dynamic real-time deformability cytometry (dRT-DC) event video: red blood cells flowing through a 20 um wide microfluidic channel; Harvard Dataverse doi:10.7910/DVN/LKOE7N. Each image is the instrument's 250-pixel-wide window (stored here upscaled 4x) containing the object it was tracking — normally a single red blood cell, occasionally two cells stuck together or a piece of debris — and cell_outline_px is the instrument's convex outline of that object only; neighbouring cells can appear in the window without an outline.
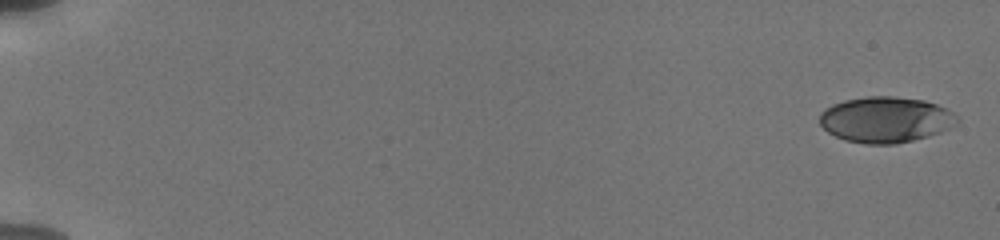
{"species": "human", "species_latin": "Homo sapiens", "temperature_condition": "cold", "stored_images_in_passage": 27, "camera_frame_rate_fps": 3000, "um_per_image_px": 0.085, "donor": {"sex": "male"}, "frame": {"image": 1, "passage_image": 1, "time_ms": 0.0, "image_size_px": [1000, 240], "cell_outline_px": [[960, 120], [956, 124], [940, 132], [928, 136], [896, 144], [864, 144], [844, 140], [828, 132], [820, 124], [820, 112], [824, 108], [832, 104], [844, 100], [864, 96], [892, 96], [924, 100], [936, 104], [952, 112]], "centroid_in_image_um": [75.25, 10.16], "position_along_channel_um": 9.8, "area_um2": 36.82}}
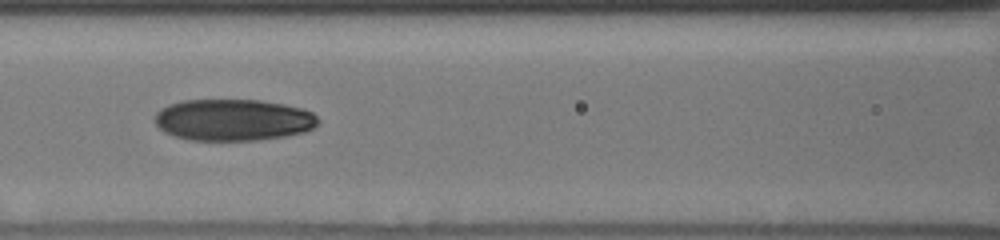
{"frame": {"image": 2, "passage_image": 20, "time_ms": 8.667, "image_size_px": [1000, 240], "cell_outline_px": [[320, 120], [312, 128], [304, 132], [284, 136], [260, 140], [188, 140], [164, 132], [156, 124], [156, 112], [160, 108], [168, 104], [184, 100], [260, 100], [284, 104], [300, 108], [312, 112]], "centroid_in_image_um": [19.81, 10.19], "position_along_channel_um": 146.8, "area_um2": 39.59}}
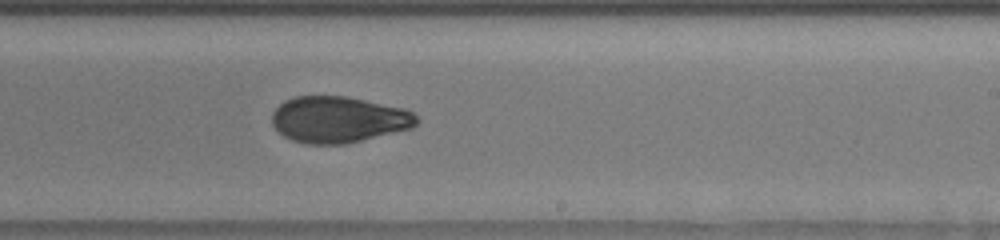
{"frame": {"image": 3, "passage_image": 27, "time_ms": 11.667, "image_size_px": [1000, 240], "cell_outline_px": [[420, 120], [412, 128], [344, 144], [308, 144], [292, 140], [284, 136], [272, 124], [272, 112], [284, 100], [296, 96], [348, 96], [404, 108], [412, 112]], "centroid_in_image_um": [28.77, 10.15], "position_along_channel_um": 260.2, "area_um2": 39.02}}